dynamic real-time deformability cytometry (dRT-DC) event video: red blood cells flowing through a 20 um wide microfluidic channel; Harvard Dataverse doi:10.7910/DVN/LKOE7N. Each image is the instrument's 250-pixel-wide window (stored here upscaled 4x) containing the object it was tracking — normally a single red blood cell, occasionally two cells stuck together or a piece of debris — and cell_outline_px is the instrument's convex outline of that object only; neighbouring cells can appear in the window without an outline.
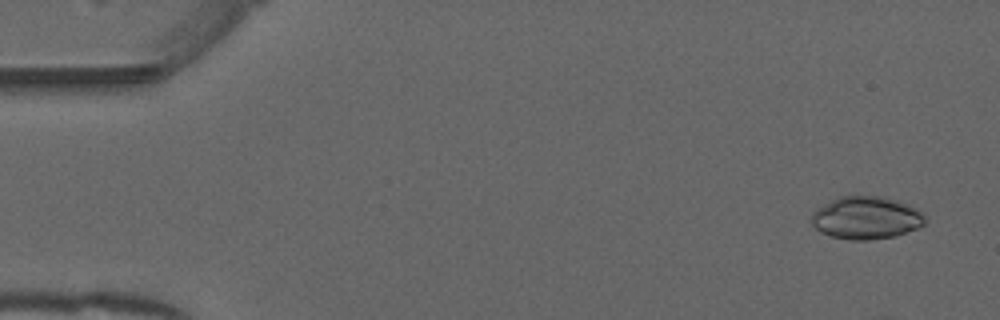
{"species": "common noctule bat (a hibernating species)", "species_latin": "Nyctalus noctula", "temperature_condition": "warm", "stored_images_in_passage": 12, "camera_frame_rate_fps": 3000, "um_per_image_px": 0.085, "animal": {"sex": "male", "forearm_length_mm": 52.5}, "frame": {"image": 1, "passage_image": 3, "time_ms": 0.667, "image_size_px": [1000, 320], "cell_outline_px": [[928, 216], [924, 224], [916, 228], [896, 236], [868, 240], [848, 240], [832, 236], [820, 232], [812, 224], [812, 212], [816, 208], [840, 196], [880, 196], [896, 200], [908, 204], [924, 212]], "centroid_in_image_um": [73.65, 18.51], "position_along_channel_um": 11.4, "area_um2": 28.38}}